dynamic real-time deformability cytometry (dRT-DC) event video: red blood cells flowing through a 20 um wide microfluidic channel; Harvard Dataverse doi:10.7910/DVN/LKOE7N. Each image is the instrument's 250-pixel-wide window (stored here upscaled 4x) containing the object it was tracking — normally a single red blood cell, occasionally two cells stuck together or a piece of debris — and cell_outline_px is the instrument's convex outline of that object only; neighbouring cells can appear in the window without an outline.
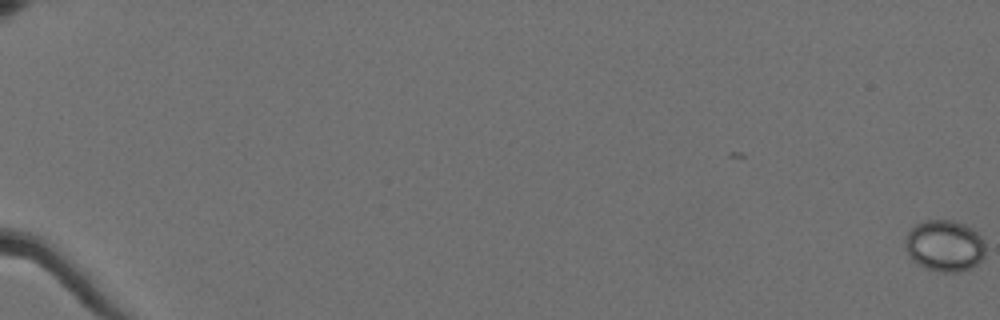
{"species": "Egyptian fruit bat (a non-hibernating species)", "species_latin": "Rousettus aegyptiacus", "temperature_condition": "cold", "stored_images_in_passage": 2, "camera_frame_rate_fps": 3000, "um_per_image_px": 0.085, "animal": {"sex": "female"}, "frame": {"image": 1, "passage_image": 2, "time_ms": 0.333, "image_size_px": [1000, 320], "cell_outline_px": [[984, 256], [976, 264], [960, 272], [940, 272], [924, 268], [916, 264], [912, 260], [904, 248], [904, 240], [908, 232], [916, 224], [924, 220], [956, 220], [972, 228], [980, 236], [984, 244]], "centroid_in_image_um": [80.25, 20.89], "position_along_channel_um": 4.8, "area_um2": 24.22}}